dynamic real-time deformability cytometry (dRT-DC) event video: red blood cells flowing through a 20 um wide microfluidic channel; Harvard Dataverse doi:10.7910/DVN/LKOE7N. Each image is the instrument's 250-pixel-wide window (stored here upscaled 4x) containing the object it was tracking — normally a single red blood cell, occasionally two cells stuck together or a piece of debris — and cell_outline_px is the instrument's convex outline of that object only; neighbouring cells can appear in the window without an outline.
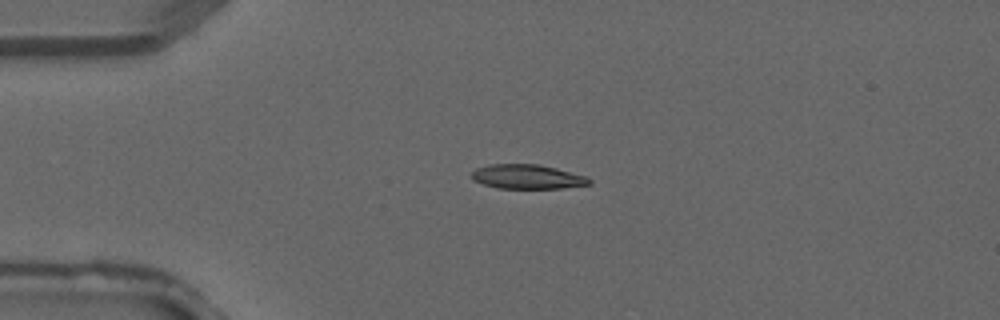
{"species": "common noctule bat (a hibernating species)", "species_latin": "Nyctalus noctula", "temperature_condition": "warm", "stored_images_in_passage": 2, "camera_frame_rate_fps": 3000, "um_per_image_px": 0.085, "animal": {"sex": "male", "forearm_length_mm": 52.5}, "frame": {"image": 1, "passage_image": 1, "time_ms": 0.0, "image_size_px": [1000, 320], "cell_outline_px": [[592, 184], [564, 188], [496, 188], [472, 180], [472, 172], [476, 168], [488, 164], [540, 164], [556, 168], [584, 176], [592, 180]], "centroid_in_image_um": [44.81, 15.02], "position_along_channel_um": 40.2, "area_um2": 16.7}}